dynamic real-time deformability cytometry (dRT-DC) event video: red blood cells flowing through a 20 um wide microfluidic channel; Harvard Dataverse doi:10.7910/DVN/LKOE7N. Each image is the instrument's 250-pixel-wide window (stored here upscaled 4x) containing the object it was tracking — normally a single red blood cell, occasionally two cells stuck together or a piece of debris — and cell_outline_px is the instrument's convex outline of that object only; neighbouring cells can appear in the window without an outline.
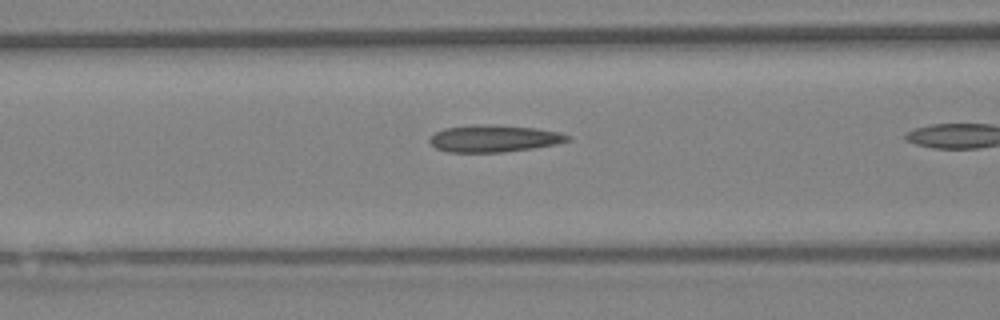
{"species": "Egyptian fruit bat (a non-hibernating species)", "species_latin": "Rousettus aegyptiacus", "temperature_condition": "warm", "stored_images_in_passage": 17, "camera_frame_rate_fps": 3000, "um_per_image_px": 0.085, "animal": {"sex": "female"}, "frame": {"image": 1, "passage_image": 15, "time_ms": 4.667, "image_size_px": [1000, 320], "cell_outline_px": [[572, 140], [556, 144], [532, 148], [504, 152], [448, 152], [436, 148], [428, 140], [436, 132], [444, 128], [472, 124], [484, 124], [536, 128], [560, 132], [572, 136]], "centroid_in_image_um": [42.01, 11.77], "position_along_channel_um": 124.6, "area_um2": 21.79}}